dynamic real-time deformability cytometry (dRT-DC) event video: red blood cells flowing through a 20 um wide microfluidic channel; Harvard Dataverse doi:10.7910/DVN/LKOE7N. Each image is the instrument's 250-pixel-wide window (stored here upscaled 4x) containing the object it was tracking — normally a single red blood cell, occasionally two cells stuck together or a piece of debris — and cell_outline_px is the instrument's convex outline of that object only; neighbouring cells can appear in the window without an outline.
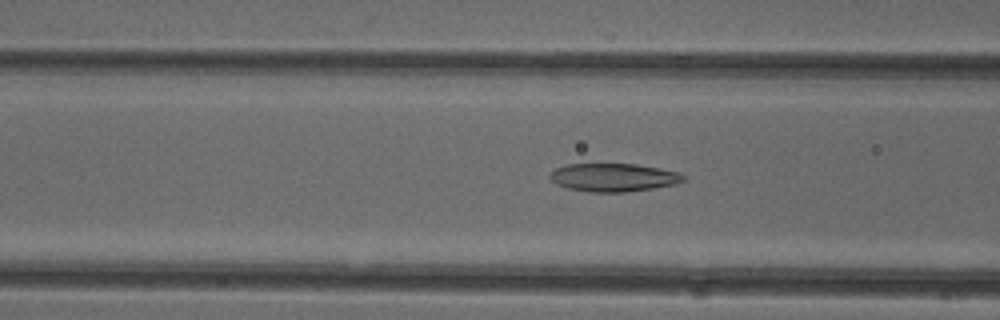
{"species": "common noctule bat (a hibernating species)", "species_latin": "Nyctalus noctula", "temperature_condition": "cold", "stored_images_in_passage": 51, "camera_frame_rate_fps": 3000, "um_per_image_px": 0.085, "animal": {"sex": "female"}, "frame": {"image": 1, "passage_image": 20, "time_ms": 6.333, "image_size_px": [1000, 320], "cell_outline_px": [[688, 176], [684, 180], [676, 184], [652, 188], [624, 192], [588, 192], [568, 188], [556, 184], [548, 176], [556, 168], [568, 164], [636, 164], [660, 168], [676, 172]], "centroid_in_image_um": [52.15, 15.08], "position_along_channel_um": 114.4, "area_um2": 21.85}}
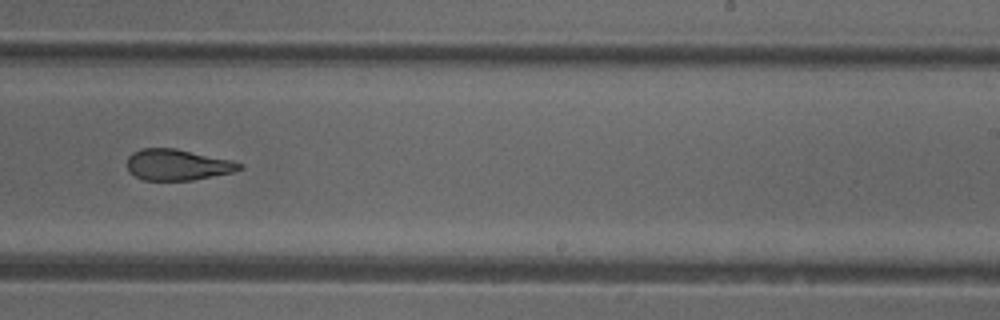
{"frame": {"image": 2, "passage_image": 32, "time_ms": 10.333, "image_size_px": [1000, 320], "cell_outline_px": [[244, 168], [232, 172], [192, 180], [144, 180], [128, 172], [128, 156], [132, 152], [140, 148], [176, 148], [232, 160], [244, 164]], "centroid_in_image_um": [15.09, 13.99], "position_along_channel_um": 273.9, "area_um2": 20.4}}
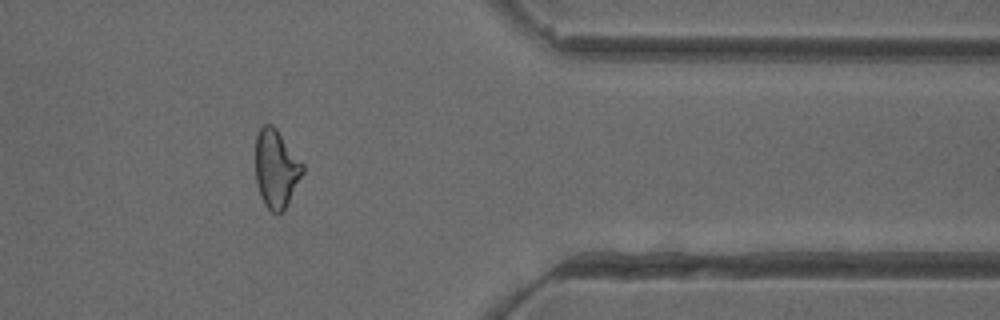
{"frame": {"image": 3, "passage_image": 42, "time_ms": 13.667, "image_size_px": [1000, 320], "cell_outline_px": [[304, 172], [284, 212], [272, 212], [264, 204], [260, 196], [256, 184], [256, 136], [260, 128], [264, 124], [272, 124], [276, 128], [304, 164]], "centroid_in_image_um": [23.48, 14.35], "position_along_channel_um": 387.9, "area_um2": 21.62}, "authors_computed_cell_mechanics": {"area_um2": 22.3108, "velocity_mm_per_s": 3.9846, "shape_relaxation_time_tau1_ms": null, "shape_relaxation_time_tau2_ms": 2.6059, "deformation_change_tau1": null, "deformation_change_tau2": 0.109}}